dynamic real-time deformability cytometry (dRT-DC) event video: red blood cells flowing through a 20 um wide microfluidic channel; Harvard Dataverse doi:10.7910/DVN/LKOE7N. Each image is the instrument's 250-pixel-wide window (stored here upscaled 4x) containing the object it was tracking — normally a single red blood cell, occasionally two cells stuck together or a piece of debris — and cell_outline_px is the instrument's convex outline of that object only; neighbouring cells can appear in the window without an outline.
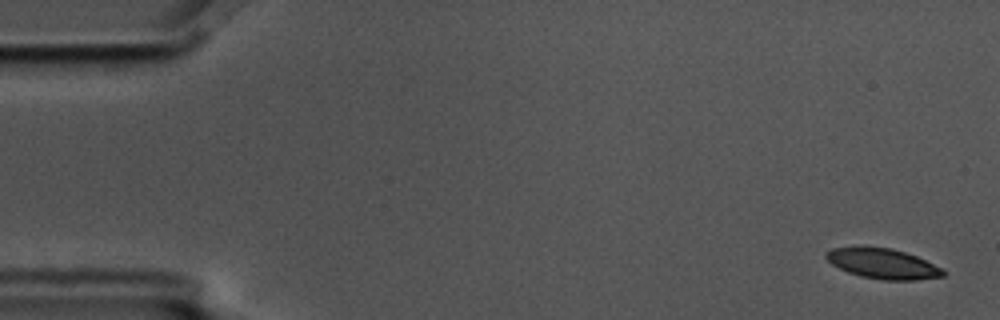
{"species": "common noctule bat (a hibernating species)", "species_latin": "Nyctalus noctula", "temperature_condition": "cold", "stored_images_in_passage": 5, "camera_frame_rate_fps": 3000, "um_per_image_px": 0.085, "animal": {"sex": "male", "body_mass_g": 17.5, "forearm_length_mm": 52.3}, "frame": {"image": 1, "passage_image": 1, "time_ms": 0.0, "image_size_px": [1000, 320], "cell_outline_px": [[944, 276], [916, 280], [884, 280], [860, 276], [848, 272], [832, 264], [824, 256], [824, 252], [832, 248], [892, 248], [916, 256], [940, 268], [944, 272]], "centroid_in_image_um": [75.01, 22.43], "position_along_channel_um": 10.0, "area_um2": 20.06}}
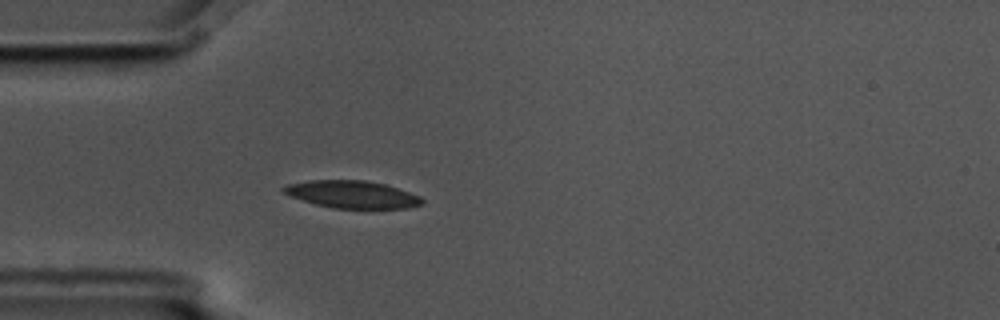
{"frame": {"image": 2, "passage_image": 5, "time_ms": 1.333, "image_size_px": [1000, 320], "cell_outline_px": [[424, 204], [408, 208], [332, 208], [316, 204], [292, 196], [284, 192], [280, 188], [288, 184], [308, 180], [364, 180], [384, 184], [420, 196], [424, 200]], "centroid_in_image_um": [29.95, 16.52], "position_along_channel_um": 55.1, "area_um2": 21.91}}